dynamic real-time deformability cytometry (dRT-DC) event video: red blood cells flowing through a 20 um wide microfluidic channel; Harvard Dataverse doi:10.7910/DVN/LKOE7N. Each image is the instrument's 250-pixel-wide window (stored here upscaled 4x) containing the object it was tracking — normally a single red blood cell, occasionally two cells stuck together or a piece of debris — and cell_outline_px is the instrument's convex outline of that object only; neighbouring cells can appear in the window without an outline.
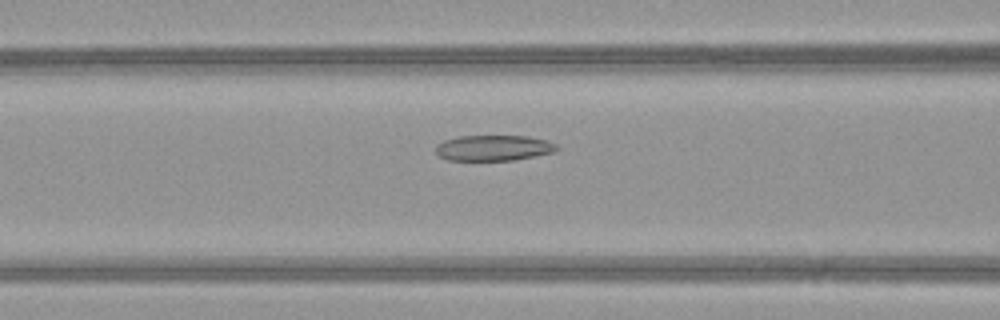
{"species": "common noctule bat (a hibernating species)", "species_latin": "Nyctalus noctula", "temperature_condition": "warm", "stored_images_in_passage": 45, "camera_frame_rate_fps": 3000, "um_per_image_px": 0.085, "animal": {"sex": "female", "body_mass_g": 21.9}, "frame": {"image": 1, "passage_image": 17, "time_ms": 5.333, "image_size_px": [1000, 320], "cell_outline_px": [[560, 148], [556, 152], [516, 160], [448, 160], [440, 156], [436, 152], [436, 144], [444, 140], [460, 136], [528, 136], [548, 140], [556, 144]], "centroid_in_image_um": [42.01, 12.57], "position_along_channel_um": 124.6, "area_um2": 18.26}}
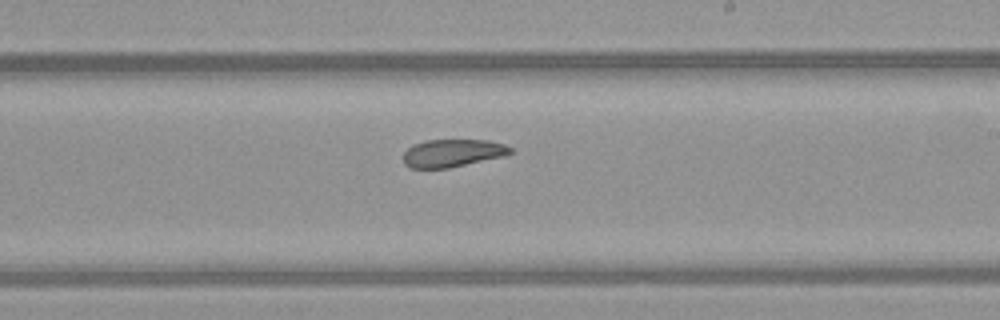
{"frame": {"image": 2, "passage_image": 26, "time_ms": 8.333, "image_size_px": [1000, 320], "cell_outline_px": [[512, 152], [504, 156], [448, 168], [408, 168], [404, 164], [404, 152], [412, 144], [424, 140], [488, 140], [504, 144], [512, 148]], "centroid_in_image_um": [38.44, 13.01], "position_along_channel_um": 250.6, "area_um2": 17.34}}
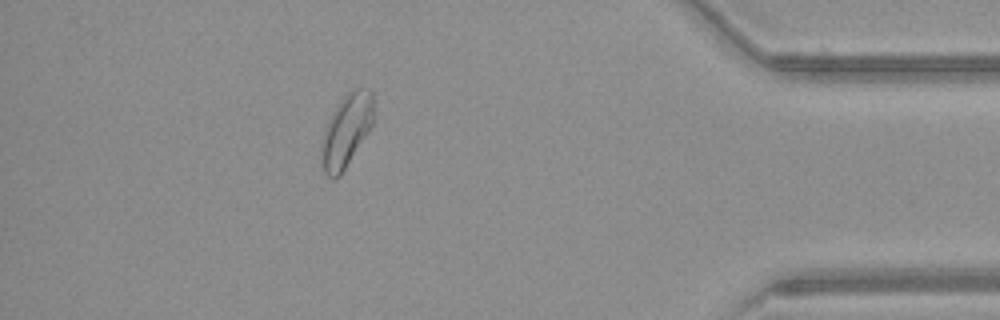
{"frame": {"image": 3, "passage_image": 40, "time_ms": 13.0, "image_size_px": [1000, 320], "cell_outline_px": [[376, 116], [372, 124], [340, 176], [336, 180], [332, 180], [320, 168], [320, 148], [324, 132], [328, 120], [332, 112], [344, 96], [352, 88], [360, 88], [372, 92]], "centroid_in_image_um": [29.42, 11.12], "position_along_channel_um": 405.8, "area_um2": 22.31}, "authors_computed_cell_mechanics": {"area_um2": 20.23, "velocity_mm_per_s": 4.1952, "shape_relaxation_time_tau1_ms": 6.0401, "shape_relaxation_time_tau2_ms": 3.8888, "deformation_change_tau1": 0.1274, "deformation_change_tau2": 0.1077}}